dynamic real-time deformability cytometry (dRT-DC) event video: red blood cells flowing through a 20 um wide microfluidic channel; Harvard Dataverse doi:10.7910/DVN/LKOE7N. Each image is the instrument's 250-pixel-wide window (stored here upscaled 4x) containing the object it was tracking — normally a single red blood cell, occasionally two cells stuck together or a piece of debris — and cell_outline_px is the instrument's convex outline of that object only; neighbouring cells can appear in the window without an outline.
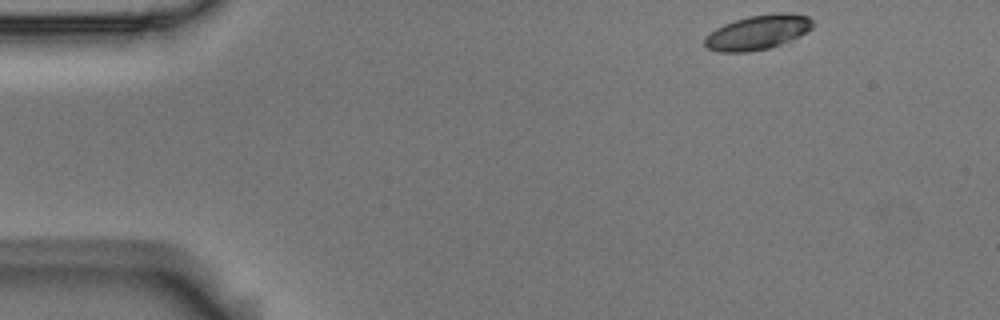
{"species": "Egyptian fruit bat (a non-hibernating species)", "species_latin": "Rousettus aegyptiacus", "temperature_condition": "room temperature", "stored_images_in_passage": 5, "camera_frame_rate_fps": 3000, "um_per_image_px": 0.085, "animal": {"sex": "male"}, "frame": {"image": 1, "passage_image": 1, "time_ms": 0.0, "image_size_px": [1000, 320], "cell_outline_px": [[812, 28], [800, 36], [780, 44], [768, 48], [748, 52], [720, 52], [708, 48], [704, 44], [704, 36], [716, 28], [724, 24], [748, 16], [776, 12], [792, 12], [808, 16], [812, 20]], "centroid_in_image_um": [64.41, 2.73], "position_along_channel_um": 20.6, "area_um2": 21.85}}
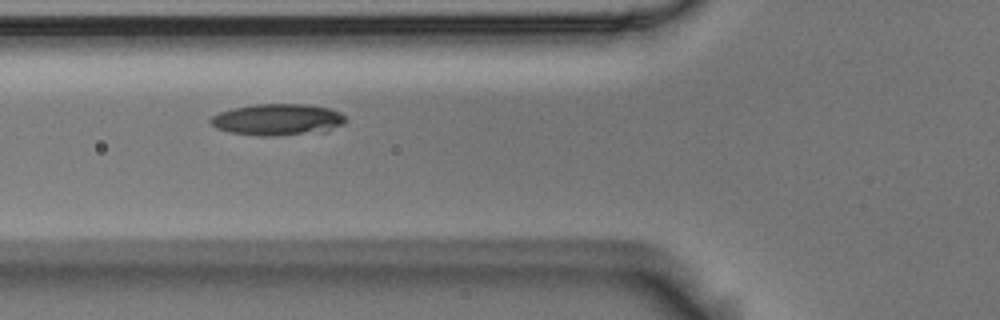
{"frame": {"image": 2, "passage_image": 5, "time_ms": 1.333, "image_size_px": [1000, 320], "cell_outline_px": [[348, 120], [344, 124], [324, 132], [272, 136], [260, 136], [228, 132], [216, 128], [208, 120], [212, 116], [220, 112], [232, 108], [256, 104], [308, 104], [328, 108], [340, 112]], "centroid_in_image_um": [23.61, 10.17], "position_along_channel_um": 102.2, "area_um2": 25.03}}